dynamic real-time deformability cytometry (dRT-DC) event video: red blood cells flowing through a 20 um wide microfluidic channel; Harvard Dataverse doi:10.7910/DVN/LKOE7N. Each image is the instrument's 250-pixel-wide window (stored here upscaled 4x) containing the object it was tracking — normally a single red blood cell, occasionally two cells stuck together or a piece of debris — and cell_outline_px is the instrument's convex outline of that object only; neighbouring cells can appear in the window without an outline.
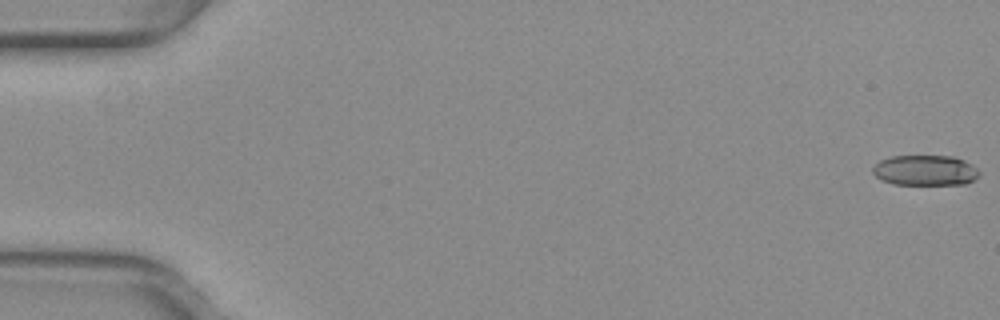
{"species": "common noctule bat (a hibernating species)", "species_latin": "Nyctalus noctula", "temperature_condition": "warm", "stored_images_in_passage": 12, "camera_frame_rate_fps": 3000, "um_per_image_px": 0.085, "animal": {"sex": "female", "body_mass_g": 29.2, "forearm_length_mm": 56.3}, "frame": {"image": 1, "passage_image": 1, "time_ms": 0.0, "image_size_px": [1000, 320], "cell_outline_px": [[980, 176], [964, 184], [892, 184], [880, 180], [872, 172], [872, 168], [880, 160], [892, 156], [952, 156], [964, 160], [972, 164], [980, 172]], "centroid_in_image_um": [78.63, 14.48], "position_along_channel_um": 6.4, "area_um2": 18.9}}